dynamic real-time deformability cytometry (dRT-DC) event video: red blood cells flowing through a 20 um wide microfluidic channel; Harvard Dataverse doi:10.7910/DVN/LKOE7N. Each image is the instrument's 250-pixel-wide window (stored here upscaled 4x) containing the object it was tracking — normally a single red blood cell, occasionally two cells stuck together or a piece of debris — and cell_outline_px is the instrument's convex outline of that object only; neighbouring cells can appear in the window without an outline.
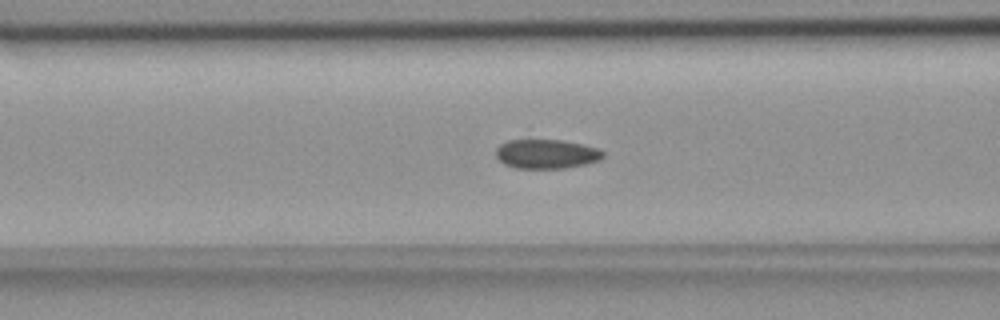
{"species": "common noctule bat (a hibernating species)", "species_latin": "Nyctalus noctula", "temperature_condition": "room temperature", "stored_images_in_passage": 43, "camera_frame_rate_fps": 3000, "um_per_image_px": 0.085, "animal": {"sex": "female", "body_mass_g": 18.4}, "frame": {"image": 1, "passage_image": 10, "time_ms": 3.0, "image_size_px": [1000, 320], "cell_outline_px": [[604, 156], [600, 160], [584, 164], [564, 168], [516, 168], [504, 164], [496, 156], [496, 148], [500, 144], [508, 140], [564, 140], [596, 148], [604, 152]], "centroid_in_image_um": [46.43, 13.08], "position_along_channel_um": 120.2, "area_um2": 18.15}}
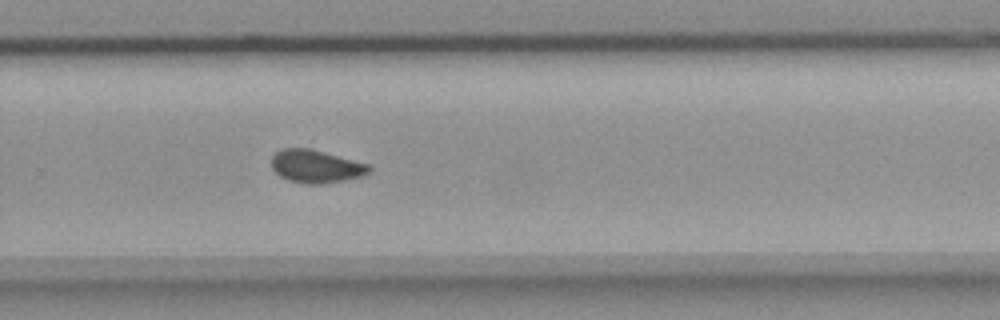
{"frame": {"image": 2, "passage_image": 25, "time_ms": 8.0, "image_size_px": [1000, 320], "cell_outline_px": [[372, 172], [364, 176], [324, 184], [304, 184], [288, 180], [280, 176], [272, 168], [272, 156], [280, 148], [308, 148], [324, 152], [368, 164], [372, 168]], "centroid_in_image_um": [26.87, 14.15], "position_along_channel_um": 302.9, "area_um2": 18.84}}
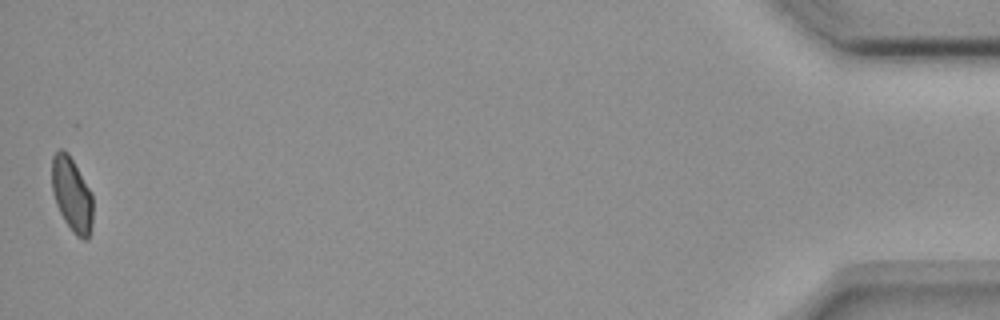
{"frame": {"image": 3, "passage_image": 43, "time_ms": 14.0, "image_size_px": [1000, 320], "cell_outline_px": [[92, 224], [88, 240], [84, 240], [76, 236], [72, 232], [64, 220], [56, 204], [52, 192], [52, 156], [60, 148], [64, 148], [68, 152], [92, 192]], "centroid_in_image_um": [6.11, 16.53], "position_along_channel_um": 429.1, "area_um2": 17.98}}